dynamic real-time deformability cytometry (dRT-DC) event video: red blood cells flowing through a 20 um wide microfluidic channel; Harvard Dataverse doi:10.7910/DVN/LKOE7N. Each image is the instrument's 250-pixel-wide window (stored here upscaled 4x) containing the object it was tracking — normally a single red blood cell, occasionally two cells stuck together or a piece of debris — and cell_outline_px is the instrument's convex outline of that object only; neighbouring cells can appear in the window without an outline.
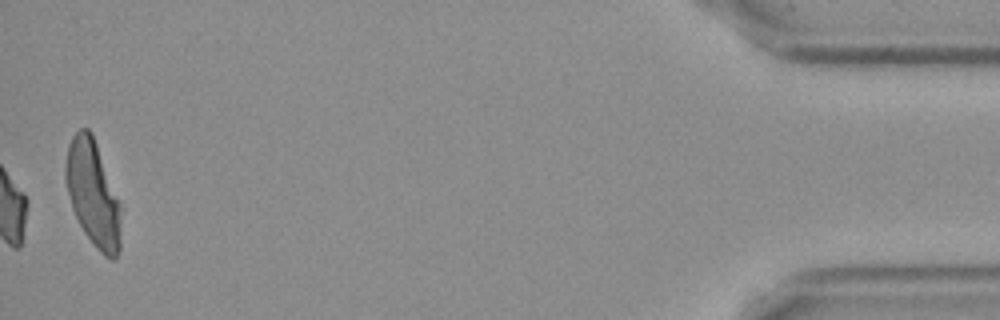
{"species": "Egyptian fruit bat (a non-hibernating species)", "species_latin": "Rousettus aegyptiacus", "temperature_condition": "cold", "stored_images_in_passage": 56, "camera_frame_rate_fps": 3000, "um_per_image_px": 0.085, "frame": {"image": 1, "passage_image": 56, "time_ms": 18.333, "image_size_px": [1000, 320], "cell_outline_px": [[120, 248], [116, 260], [112, 260], [104, 256], [96, 248], [84, 232], [72, 208], [64, 176], [64, 164], [68, 144], [72, 136], [80, 128], [88, 128], [92, 132], [120, 204]], "centroid_in_image_um": [7.88, 16.45], "position_along_channel_um": 427.3, "area_um2": 34.04}, "authors_computed_cell_mechanics": {"area_um2": 21.9351, "velocity_mm_per_s": 3.6377, "shape_relaxation_time_tau1_ms": 8.0156, "shape_relaxation_time_tau2_ms": null, "deformation_change_tau1": 0.1823, "deformation_change_tau2": null}}